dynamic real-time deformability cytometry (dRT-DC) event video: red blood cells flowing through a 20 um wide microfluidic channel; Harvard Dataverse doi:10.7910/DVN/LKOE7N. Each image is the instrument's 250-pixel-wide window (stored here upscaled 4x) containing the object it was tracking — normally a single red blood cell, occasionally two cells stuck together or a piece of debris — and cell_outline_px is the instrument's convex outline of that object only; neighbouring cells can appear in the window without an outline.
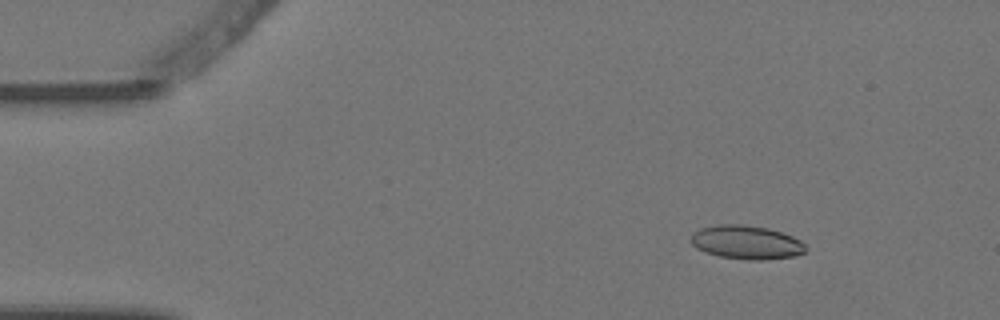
{"species": "Egyptian fruit bat (a non-hibernating species)", "species_latin": "Rousettus aegyptiacus", "temperature_condition": "warm", "stored_images_in_passage": 3, "camera_frame_rate_fps": 3000, "um_per_image_px": 0.085, "animal": {"sex": "female"}, "frame": {"image": 1, "passage_image": 1, "time_ms": 0.0, "image_size_px": [1000, 320], "cell_outline_px": [[808, 248], [804, 252], [796, 256], [764, 260], [748, 260], [720, 256], [704, 252], [696, 248], [688, 240], [692, 232], [700, 228], [720, 224], [740, 224], [768, 228], [792, 236], [800, 240]], "centroid_in_image_um": [63.41, 20.6], "position_along_channel_um": 21.6, "area_um2": 22.77}}